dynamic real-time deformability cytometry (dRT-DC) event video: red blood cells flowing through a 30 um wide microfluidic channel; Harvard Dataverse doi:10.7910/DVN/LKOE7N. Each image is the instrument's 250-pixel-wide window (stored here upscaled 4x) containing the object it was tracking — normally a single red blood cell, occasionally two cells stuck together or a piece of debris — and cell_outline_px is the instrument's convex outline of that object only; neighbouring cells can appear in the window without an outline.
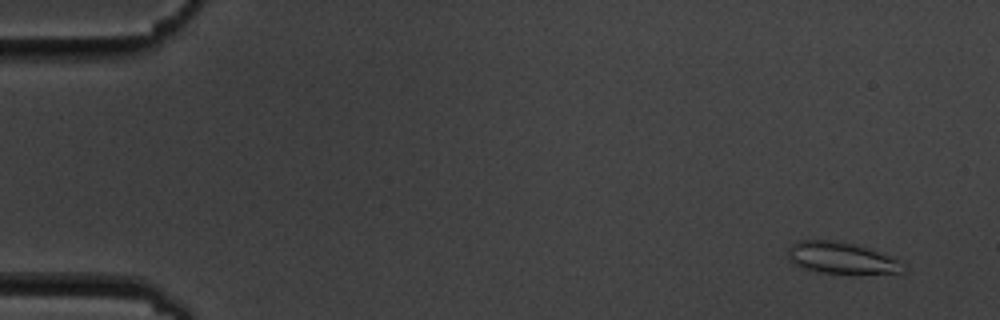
{"species": "common noctule bat (a hibernating species)", "species_latin": "Nyctalus noctula", "temperature_condition": "cold", "stored_images_in_passage": 5, "camera_frame_rate_fps": 3000, "um_per_image_px": 0.085, "animal": {"sex": "male", "body_mass_g": 19.5, "forearm_length_mm": 54.6}, "frame": {"image": 1, "passage_image": 1, "time_ms": 0.0, "image_size_px": [1000, 320], "cell_outline_px": [[904, 272], [820, 272], [804, 268], [796, 264], [788, 256], [788, 248], [792, 244], [800, 240], [832, 240], [856, 244], [868, 248], [896, 260], [904, 264]], "centroid_in_image_um": [71.46, 21.89], "position_along_channel_um": 13.5, "area_um2": 20.29}}
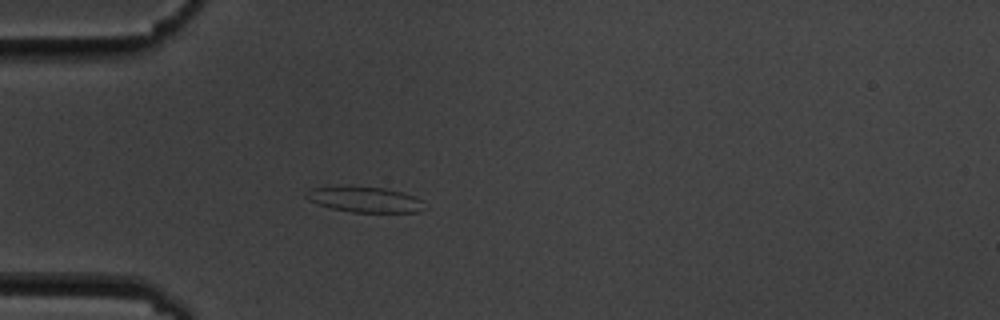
{"frame": {"image": 2, "passage_image": 5, "time_ms": 4.333, "image_size_px": [1000, 320], "cell_outline_px": [[424, 208], [420, 212], [352, 212], [332, 208], [308, 200], [304, 196], [304, 192], [312, 188], [384, 188], [416, 196], [420, 200]], "centroid_in_image_um": [31.03, 16.99], "position_along_channel_um": 54.0, "area_um2": 16.88}}